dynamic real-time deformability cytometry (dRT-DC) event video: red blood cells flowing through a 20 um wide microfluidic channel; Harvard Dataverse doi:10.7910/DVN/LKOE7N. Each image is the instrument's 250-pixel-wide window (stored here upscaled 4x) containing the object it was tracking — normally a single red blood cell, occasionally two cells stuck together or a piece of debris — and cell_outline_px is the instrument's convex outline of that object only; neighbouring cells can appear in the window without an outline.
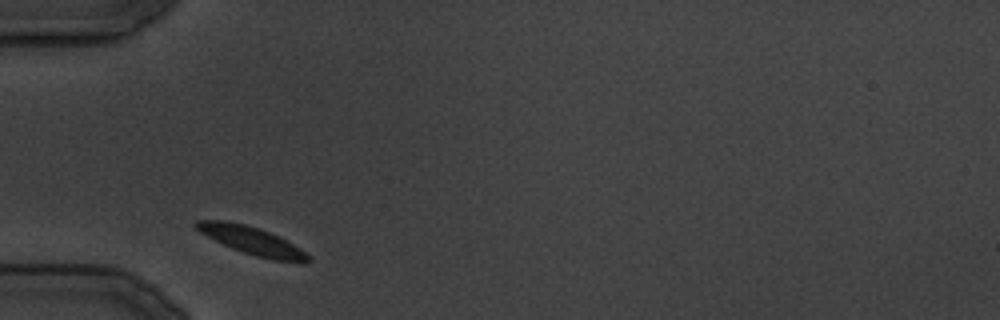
{"species": "common noctule bat (a hibernating species)", "species_latin": "Nyctalus noctula", "temperature_condition": "cold", "stored_images_in_passage": 19, "camera_frame_rate_fps": 3000, "um_per_image_px": 0.085, "animal": {"sex": "male", "body_mass_g": 19.5, "forearm_length_mm": 54.6}, "frame": {"image": 1, "passage_image": 1, "time_ms": 0.0, "image_size_px": [1000, 320], "cell_outline_px": [[312, 260], [308, 264], [304, 264], [272, 260], [256, 256], [232, 248], [200, 232], [192, 224], [196, 220], [228, 220], [260, 228], [292, 244], [312, 256]], "centroid_in_image_um": [21.46, 20.48], "position_along_channel_um": 63.5, "area_um2": 18.21}}
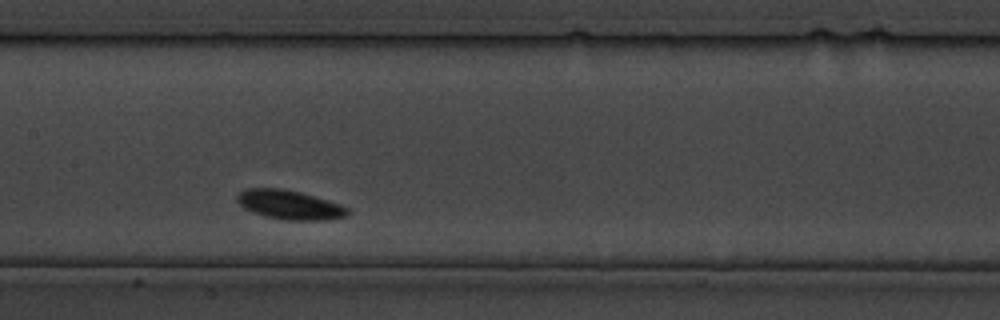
{"frame": {"image": 2, "passage_image": 8, "time_ms": 8.667, "image_size_px": [1000, 320], "cell_outline_px": [[348, 216], [328, 220], [280, 220], [264, 216], [252, 212], [244, 208], [236, 200], [236, 196], [240, 192], [248, 188], [280, 188], [300, 192], [328, 200], [340, 204], [348, 208]], "centroid_in_image_um": [24.61, 17.42], "position_along_channel_um": 182.8, "area_um2": 18.9}}
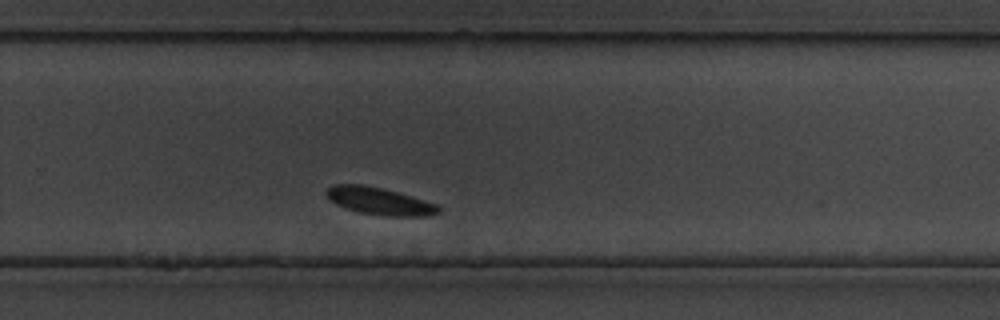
{"frame": {"image": 3, "passage_image": 14, "time_ms": 16.667, "image_size_px": [1000, 320], "cell_outline_px": [[440, 212], [424, 216], [384, 216], [360, 212], [344, 208], [328, 200], [324, 192], [332, 184], [364, 184], [396, 192], [424, 200], [436, 204], [440, 208]], "centroid_in_image_um": [32.18, 17.09], "position_along_channel_um": 297.6, "area_um2": 17.8}}